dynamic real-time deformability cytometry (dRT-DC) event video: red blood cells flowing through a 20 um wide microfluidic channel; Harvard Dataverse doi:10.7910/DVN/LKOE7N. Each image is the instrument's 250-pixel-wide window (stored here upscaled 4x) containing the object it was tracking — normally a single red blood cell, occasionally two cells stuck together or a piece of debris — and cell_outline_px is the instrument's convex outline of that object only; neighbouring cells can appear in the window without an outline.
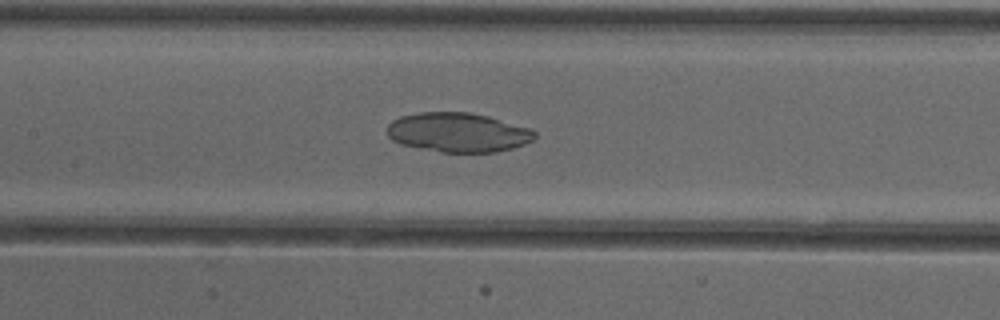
{"species": "common noctule bat (a hibernating species)", "species_latin": "Nyctalus noctula", "temperature_condition": "cold", "stored_images_in_passage": 52, "camera_frame_rate_fps": 3000, "um_per_image_px": 0.085, "animal": {"sex": "female"}, "frame": {"image": 1, "passage_image": 25, "time_ms": 8.0, "image_size_px": [1000, 320], "cell_outline_px": [[536, 136], [532, 140], [524, 144], [512, 148], [496, 152], [440, 152], [400, 144], [392, 140], [388, 136], [388, 124], [392, 120], [400, 116], [420, 112], [468, 112], [488, 116], [532, 128], [536, 132]], "centroid_in_image_um": [38.94, 11.25], "position_along_channel_um": 168.5, "area_um2": 33.99}}
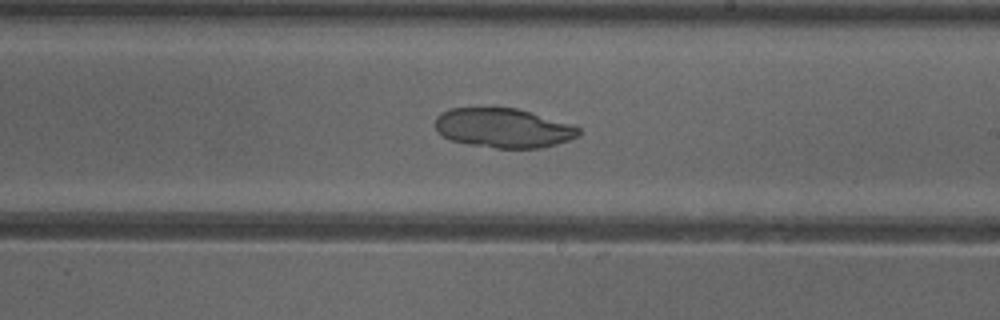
{"frame": {"image": 2, "passage_image": 31, "time_ms": 10.0, "image_size_px": [1000, 320], "cell_outline_px": [[580, 132], [576, 136], [568, 140], [544, 148], [496, 148], [468, 144], [452, 140], [436, 132], [436, 116], [440, 112], [448, 108], [516, 108], [572, 124], [580, 128]], "centroid_in_image_um": [42.76, 10.88], "position_along_channel_um": 246.2, "area_um2": 32.89}}
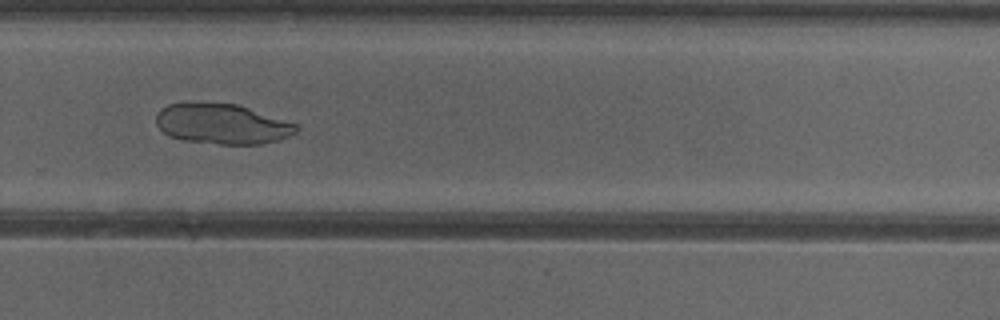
{"frame": {"image": 3, "passage_image": 36, "time_ms": 11.667, "image_size_px": [1000, 320], "cell_outline_px": [[300, 128], [296, 132], [288, 136], [276, 140], [260, 144], [220, 144], [184, 140], [168, 136], [156, 124], [156, 116], [160, 108], [168, 104], [188, 100], [196, 100], [236, 104], [300, 124]], "centroid_in_image_um": [18.84, 10.49], "position_along_channel_um": 311.0, "area_um2": 33.58}}